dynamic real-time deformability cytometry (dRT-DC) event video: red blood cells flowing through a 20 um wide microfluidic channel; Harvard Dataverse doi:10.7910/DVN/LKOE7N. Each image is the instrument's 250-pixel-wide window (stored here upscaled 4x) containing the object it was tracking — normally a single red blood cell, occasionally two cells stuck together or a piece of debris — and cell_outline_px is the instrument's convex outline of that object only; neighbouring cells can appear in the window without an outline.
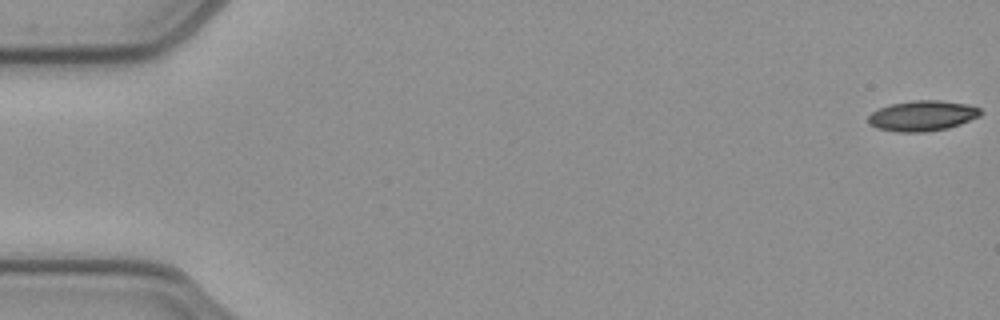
{"species": "common noctule bat (a hibernating species)", "species_latin": "Nyctalus noctula", "temperature_condition": "cold", "stored_images_in_passage": 16, "camera_frame_rate_fps": 3000, "um_per_image_px": 0.085, "animal": {"sex": "female", "body_mass_g": 21.9}, "frame": {"image": 1, "passage_image": 1, "time_ms": 0.0, "image_size_px": [1000, 320], "cell_outline_px": [[980, 116], [960, 124], [948, 128], [924, 132], [896, 132], [876, 128], [868, 124], [868, 116], [872, 112], [880, 108], [892, 104], [912, 100], [940, 100], [968, 104], [980, 108]], "centroid_in_image_um": [78.39, 9.84], "position_along_channel_um": 6.6, "area_um2": 19.94}}
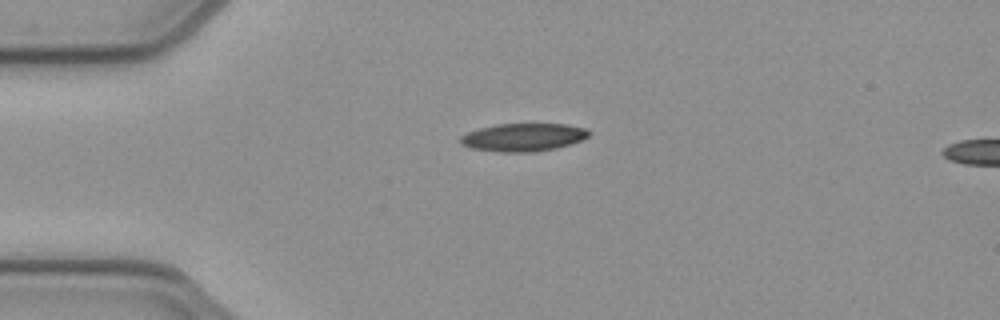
{"frame": {"image": 2, "passage_image": 13, "time_ms": 4.0, "image_size_px": [1000, 320], "cell_outline_px": [[592, 132], [588, 136], [572, 144], [556, 148], [536, 152], [500, 152], [472, 148], [460, 144], [460, 136], [468, 132], [480, 128], [496, 124], [568, 124], [584, 128]], "centroid_in_image_um": [44.49, 11.67], "position_along_channel_um": 40.5, "area_um2": 20.98}}